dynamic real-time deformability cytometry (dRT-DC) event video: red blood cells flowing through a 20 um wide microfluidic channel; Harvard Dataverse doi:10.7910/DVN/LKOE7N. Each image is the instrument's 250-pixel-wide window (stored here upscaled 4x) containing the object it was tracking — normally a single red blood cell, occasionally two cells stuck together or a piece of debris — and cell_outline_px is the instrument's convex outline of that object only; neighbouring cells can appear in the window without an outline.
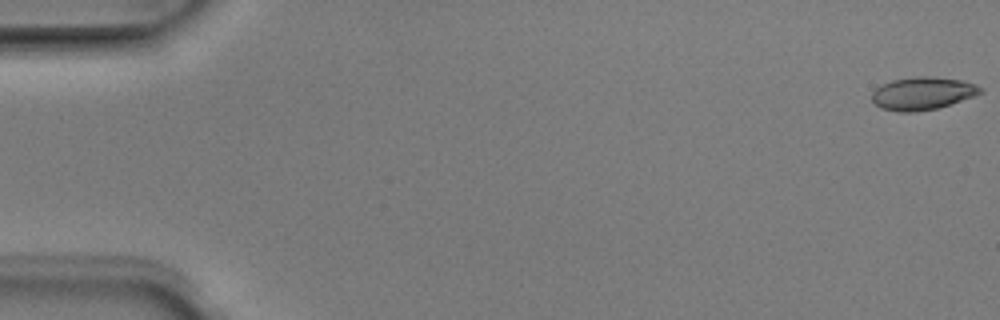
{"species": "Egyptian fruit bat (a non-hibernating species)", "species_latin": "Rousettus aegyptiacus", "temperature_condition": "room temperature", "stored_images_in_passage": 5, "segment_of_instrument_passage": [1, 2], "camera_frame_rate_fps": 3000, "um_per_image_px": 0.085, "animal": {"sex": "male"}, "frame": {"image": 1, "passage_image": 1, "time_ms": 0.0, "image_size_px": [1000, 320], "cell_outline_px": [[984, 92], [936, 108], [916, 112], [896, 112], [880, 108], [872, 100], [872, 92], [876, 88], [892, 80], [916, 76], [928, 76], [960, 80], [976, 84], [984, 88]], "centroid_in_image_um": [78.4, 7.94], "position_along_channel_um": 6.6, "area_um2": 20.58}}
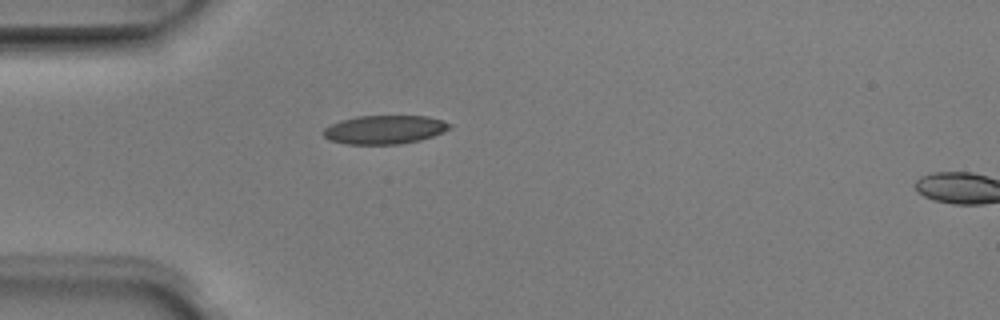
{"frame": {"image": 2, "passage_image": 4, "time_ms": 1.0, "image_size_px": [1000, 320], "cell_outline_px": [[452, 128], [444, 132], [420, 140], [400, 144], [344, 144], [328, 140], [320, 132], [324, 128], [340, 120], [356, 116], [428, 116], [452, 124]], "centroid_in_image_um": [32.66, 11.02], "position_along_channel_um": 52.3, "area_um2": 21.27}}